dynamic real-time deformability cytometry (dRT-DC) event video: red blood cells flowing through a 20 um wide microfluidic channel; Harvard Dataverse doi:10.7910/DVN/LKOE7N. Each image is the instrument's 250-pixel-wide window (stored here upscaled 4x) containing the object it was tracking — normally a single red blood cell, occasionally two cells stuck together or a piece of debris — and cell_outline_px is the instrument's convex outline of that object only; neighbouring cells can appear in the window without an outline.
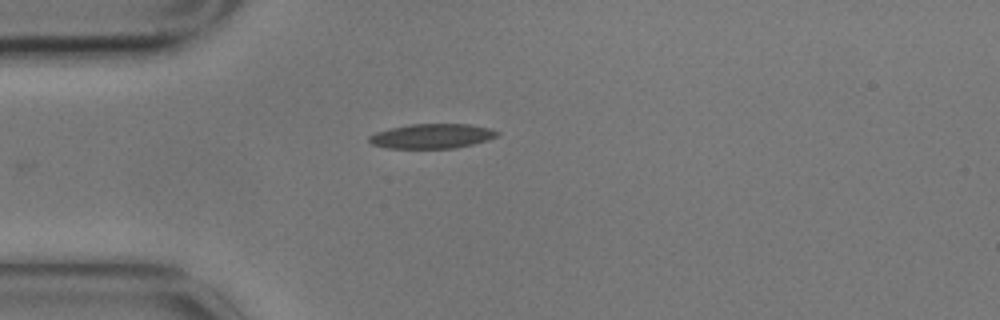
{"species": "common noctule bat (a hibernating species)", "species_latin": "Nyctalus noctula", "temperature_condition": "cold", "stored_images_in_passage": 1, "camera_frame_rate_fps": 3000, "um_per_image_px": 0.085, "animal": {"sex": "male", "body_mass_g": 17.9}, "frame": {"image": 1, "passage_image": 1, "time_ms": 0.0, "image_size_px": [1000, 320], "cell_outline_px": [[500, 136], [488, 140], [456, 148], [388, 148], [372, 144], [368, 140], [368, 136], [376, 132], [392, 128], [412, 124], [468, 124], [492, 128], [500, 132]], "centroid_in_image_um": [36.77, 11.57], "position_along_channel_um": 48.2, "area_um2": 18.44}}